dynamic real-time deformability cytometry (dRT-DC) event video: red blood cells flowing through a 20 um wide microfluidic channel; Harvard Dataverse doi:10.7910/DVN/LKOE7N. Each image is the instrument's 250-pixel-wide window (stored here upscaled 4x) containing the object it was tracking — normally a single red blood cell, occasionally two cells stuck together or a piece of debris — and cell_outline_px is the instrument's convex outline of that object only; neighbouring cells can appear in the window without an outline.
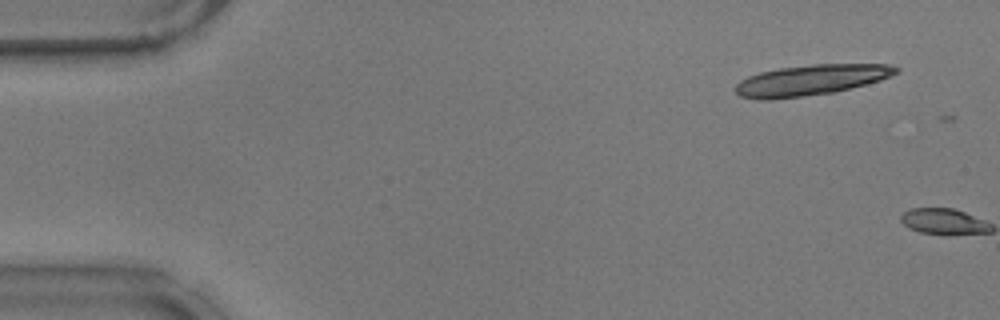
{"species": "common noctule bat (a hibernating species)", "species_latin": "Nyctalus noctula", "temperature_condition": "warm", "stored_images_in_passage": 2, "camera_frame_rate_fps": 3000, "um_per_image_px": 0.085, "animal": {"sex": "male", "body_mass_g": 17.9}, "frame": {"image": 1, "passage_image": 1, "time_ms": 0.0, "image_size_px": [1000, 320], "cell_outline_px": [[900, 72], [880, 80], [832, 92], [772, 100], [760, 100], [740, 96], [736, 92], [736, 84], [740, 80], [748, 76], [760, 72], [780, 68], [812, 64], [888, 64], [900, 68]], "centroid_in_image_um": [68.91, 6.8], "position_along_channel_um": 16.1, "area_um2": 28.44}}